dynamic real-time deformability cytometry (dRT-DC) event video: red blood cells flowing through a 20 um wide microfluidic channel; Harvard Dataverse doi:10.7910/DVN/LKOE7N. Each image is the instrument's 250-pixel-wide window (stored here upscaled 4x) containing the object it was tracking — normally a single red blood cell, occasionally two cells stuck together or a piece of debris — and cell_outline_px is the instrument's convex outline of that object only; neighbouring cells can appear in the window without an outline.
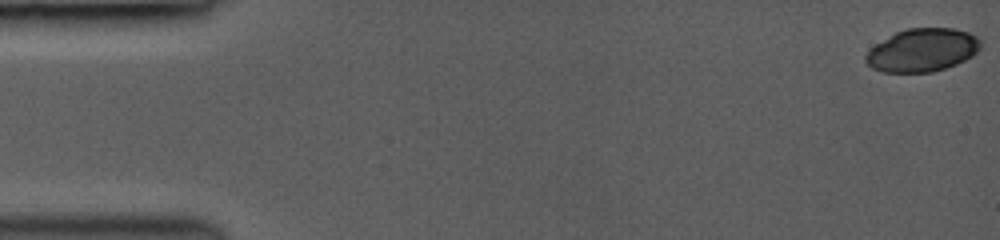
{"species": "common noctule bat (a hibernating species)", "species_latin": "Nyctalus noctula", "temperature_condition": "room temperature", "stored_images_in_passage": 7, "camera_frame_rate_fps": 3000, "um_per_image_px": 0.085, "animal": {"sex": "female", "body_mass_g": 19.0, "forearm_length_mm": 53.3}, "frame": {"image": 1, "passage_image": 1, "time_ms": 0.0, "image_size_px": [1000, 240], "cell_outline_px": [[980, 48], [972, 56], [956, 64], [932, 72], [880, 72], [872, 68], [864, 60], [864, 56], [876, 44], [896, 32], [908, 28], [952, 28], [968, 32], [976, 36], [980, 40]], "centroid_in_image_um": [78.39, 4.26], "position_along_channel_um": 6.6, "area_um2": 28.67}}
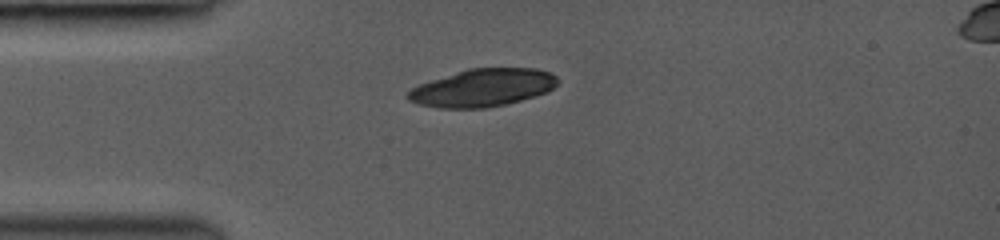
{"frame": {"image": 2, "passage_image": 6, "time_ms": 4.0, "image_size_px": [1000, 240], "cell_outline_px": [[560, 80], [548, 92], [536, 96], [488, 108], [436, 108], [420, 104], [408, 100], [404, 96], [412, 88], [420, 84], [468, 68], [536, 68], [552, 72]], "centroid_in_image_um": [41.05, 7.46], "position_along_channel_um": 44.0, "area_um2": 32.95}}